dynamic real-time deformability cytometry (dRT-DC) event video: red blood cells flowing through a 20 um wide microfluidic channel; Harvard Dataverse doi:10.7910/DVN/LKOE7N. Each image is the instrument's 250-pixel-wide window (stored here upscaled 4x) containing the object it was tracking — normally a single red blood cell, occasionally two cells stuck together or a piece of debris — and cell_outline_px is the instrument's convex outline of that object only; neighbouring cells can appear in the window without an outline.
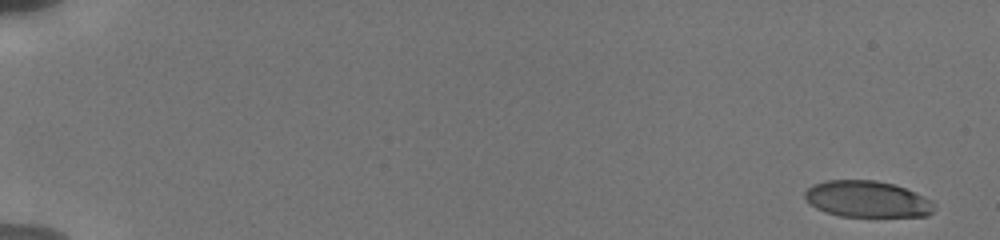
{"species": "human", "species_latin": "Homo sapiens", "temperature_condition": "cold", "stored_images_in_passage": 49, "camera_frame_rate_fps": 3000, "um_per_image_px": 0.085, "donor": {"sex": "male"}, "frame": {"image": 1, "passage_image": 1, "time_ms": 0.0, "image_size_px": [1000, 240], "cell_outline_px": [[932, 212], [928, 216], [840, 216], [824, 212], [808, 204], [804, 196], [804, 192], [812, 184], [824, 180], [876, 180], [892, 184], [904, 188], [924, 196], [932, 200]], "centroid_in_image_um": [73.64, 16.92], "position_along_channel_um": 11.4, "area_um2": 27.46}}
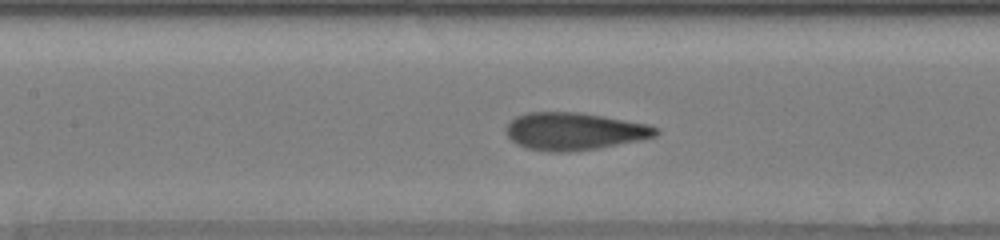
{"frame": {"image": 2, "passage_image": 24, "time_ms": 8.667, "image_size_px": [1000, 240], "cell_outline_px": [[660, 132], [656, 136], [640, 140], [596, 148], [568, 152], [548, 152], [528, 148], [516, 144], [504, 132], [504, 128], [516, 116], [528, 112], [580, 112], [604, 116], [648, 124], [660, 128]], "centroid_in_image_um": [48.81, 11.15], "position_along_channel_um": 158.6, "area_um2": 32.83}}
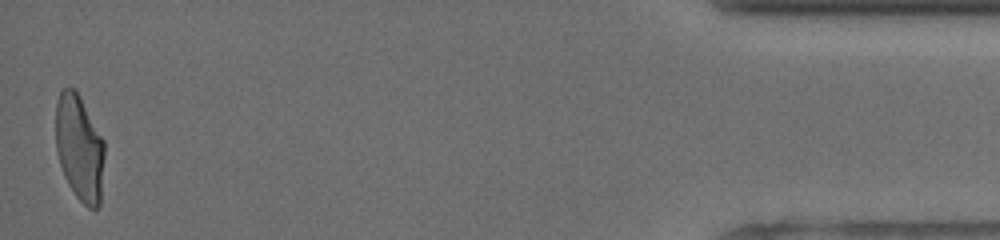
{"frame": {"image": 3, "passage_image": 49, "time_ms": 17.667, "image_size_px": [1000, 240], "cell_outline_px": [[104, 156], [100, 204], [96, 208], [88, 208], [76, 196], [68, 184], [64, 176], [60, 164], [56, 148], [56, 100], [60, 92], [64, 88], [76, 88], [104, 140]], "centroid_in_image_um": [6.75, 12.55], "position_along_channel_um": 428.4, "area_um2": 30.23}, "authors_computed_cell_mechanics": {"area_um2": 31.5588, "velocity_mm_per_s": 3.8313, "shape_relaxation_time_tau1_ms": 5.5009, "shape_relaxation_time_tau2_ms": 0.8141, "deformation_change_tau1": 0.1811, "deformation_change_tau2": 0.051}}